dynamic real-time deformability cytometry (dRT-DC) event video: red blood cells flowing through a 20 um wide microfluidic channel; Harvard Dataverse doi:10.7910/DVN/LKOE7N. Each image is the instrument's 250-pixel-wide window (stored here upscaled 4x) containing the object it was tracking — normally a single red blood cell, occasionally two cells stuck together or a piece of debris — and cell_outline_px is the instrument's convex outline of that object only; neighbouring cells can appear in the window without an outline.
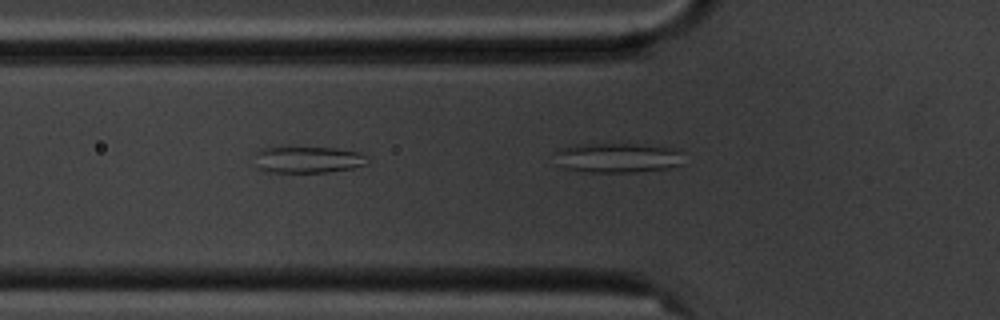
{"species": "common noctule bat (a hibernating species)", "species_latin": "Nyctalus noctula", "temperature_condition": "cold", "stored_images_in_passage": 2, "camera_frame_rate_fps": 3000, "um_per_image_px": 0.085, "animal": {"sex": "male", "body_mass_g": 20.1, "forearm_length_mm": 53.5}, "frame": {"image": 1, "passage_image": 2, "time_ms": 1.0, "image_size_px": [1000, 320], "cell_outline_px": [[368, 164], [352, 168], [328, 172], [264, 172], [256, 168], [256, 152], [260, 148], [336, 148], [360, 152], [368, 156]], "centroid_in_image_um": [26.19, 13.58], "position_along_channel_um": 99.6, "area_um2": 17.51}}